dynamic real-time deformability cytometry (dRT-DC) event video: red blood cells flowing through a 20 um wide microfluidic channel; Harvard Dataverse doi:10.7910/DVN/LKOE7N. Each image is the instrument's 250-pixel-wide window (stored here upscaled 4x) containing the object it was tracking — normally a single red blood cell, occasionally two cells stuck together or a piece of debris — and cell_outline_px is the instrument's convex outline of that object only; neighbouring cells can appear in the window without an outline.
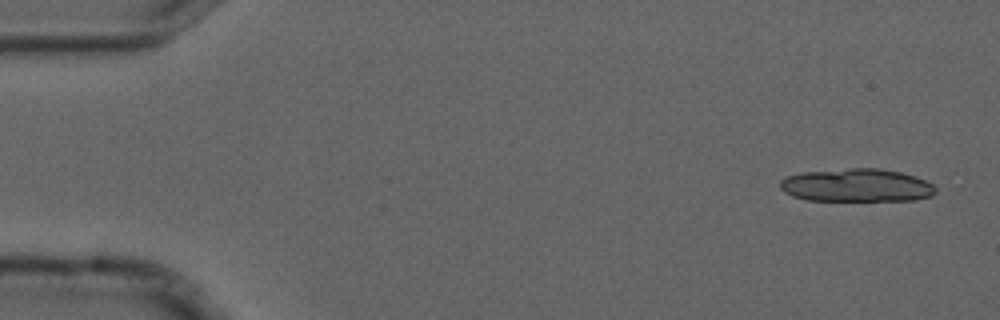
{"species": "common noctule bat (a hibernating species)", "species_latin": "Nyctalus noctula", "temperature_condition": "cold", "stored_images_in_passage": 5, "segment_of_instrument_passage": [1, 2], "camera_frame_rate_fps": 3000, "um_per_image_px": 0.085, "animal": {"sex": "male", "forearm_length_mm": 52.5}, "frame": {"image": 1, "passage_image": 1, "time_ms": 0.0, "image_size_px": [1000, 320], "cell_outline_px": [[936, 192], [932, 196], [916, 200], [808, 200], [792, 196], [784, 192], [780, 188], [780, 180], [788, 176], [800, 172], [852, 168], [880, 168], [900, 172], [916, 176], [932, 184], [936, 188]], "centroid_in_image_um": [72.82, 15.75], "position_along_channel_um": 12.2, "area_um2": 30.06}}